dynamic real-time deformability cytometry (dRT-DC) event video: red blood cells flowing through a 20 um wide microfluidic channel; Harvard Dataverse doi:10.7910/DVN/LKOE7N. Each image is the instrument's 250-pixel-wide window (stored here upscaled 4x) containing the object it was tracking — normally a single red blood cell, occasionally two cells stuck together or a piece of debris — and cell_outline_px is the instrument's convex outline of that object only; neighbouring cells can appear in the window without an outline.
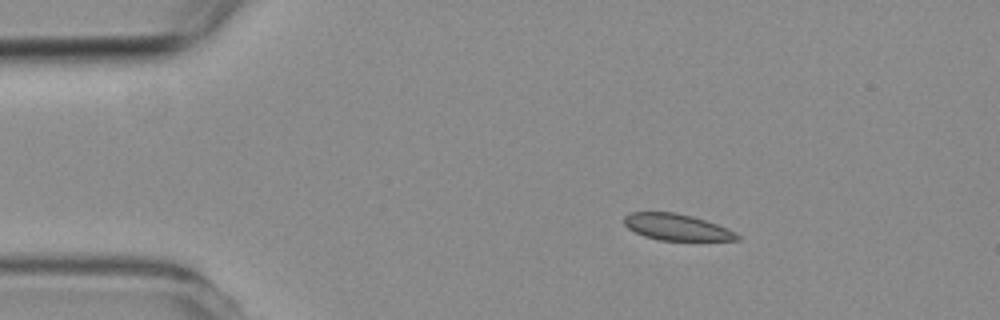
{"species": "common noctule bat (a hibernating species)", "species_latin": "Nyctalus noctula", "temperature_condition": "room temperature", "stored_images_in_passage": 5, "camera_frame_rate_fps": 3000, "um_per_image_px": 0.085, "animal": {"sex": "female", "body_mass_g": 19.3, "forearm_length_mm": 54.1}, "frame": {"image": 1, "passage_image": 2, "time_ms": 2.333, "image_size_px": [1000, 320], "cell_outline_px": [[740, 240], [660, 240], [644, 236], [628, 228], [624, 224], [624, 216], [628, 212], [676, 212], [692, 216], [728, 228], [736, 232], [740, 236]], "centroid_in_image_um": [57.51, 19.3], "position_along_channel_um": 27.5, "area_um2": 17.34}}
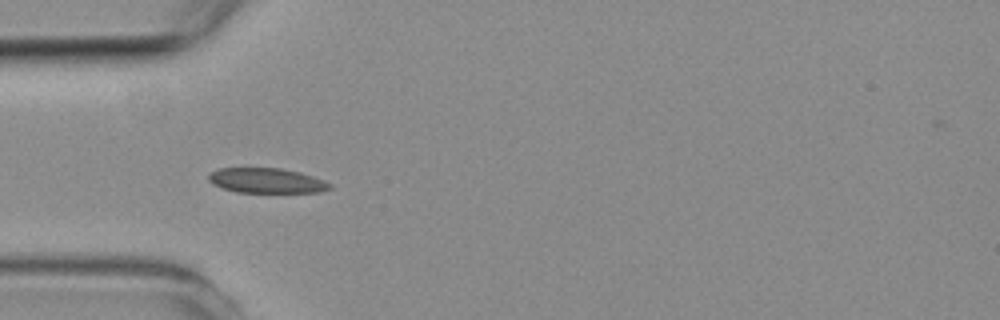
{"frame": {"image": 2, "passage_image": 4, "time_ms": 4.667, "image_size_px": [1000, 320], "cell_outline_px": [[332, 188], [320, 192], [236, 192], [220, 188], [212, 184], [208, 180], [208, 176], [212, 172], [220, 168], [280, 168], [300, 172], [324, 180], [332, 184]], "centroid_in_image_um": [22.65, 15.35], "position_along_channel_um": 62.3, "area_um2": 17.69}}